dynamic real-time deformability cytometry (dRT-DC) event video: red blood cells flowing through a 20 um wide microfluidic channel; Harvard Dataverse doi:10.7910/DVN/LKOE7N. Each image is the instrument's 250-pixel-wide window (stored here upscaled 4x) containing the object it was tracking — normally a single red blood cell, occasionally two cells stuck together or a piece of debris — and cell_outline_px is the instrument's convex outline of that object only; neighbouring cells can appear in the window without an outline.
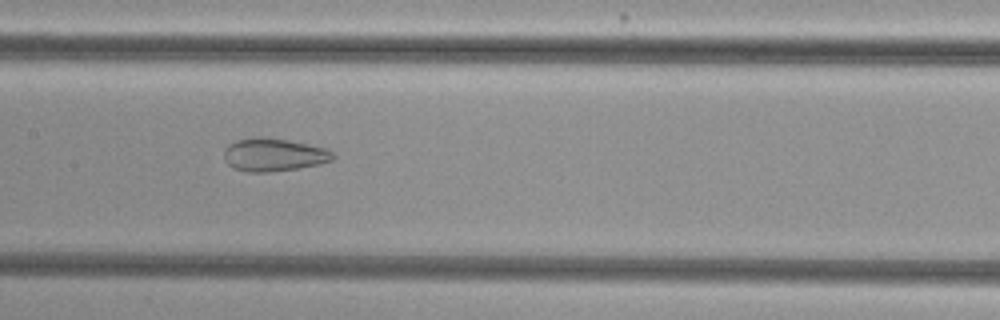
{"species": "common noctule bat (a hibernating species)", "species_latin": "Nyctalus noctula", "temperature_condition": "cold", "stored_images_in_passage": 40, "camera_frame_rate_fps": 3000, "um_per_image_px": 0.085, "animal": {"sex": "female", "body_mass_g": 29.2, "forearm_length_mm": 56.3}, "frame": {"image": 1, "passage_image": 13, "time_ms": 4.0, "image_size_px": [1000, 320], "cell_outline_px": [[336, 156], [332, 160], [320, 164], [300, 168], [268, 172], [248, 172], [232, 168], [224, 160], [224, 152], [228, 144], [236, 140], [252, 136], [268, 136], [328, 148]], "centroid_in_image_um": [23.26, 13.14], "position_along_channel_um": 184.1, "area_um2": 21.39}}
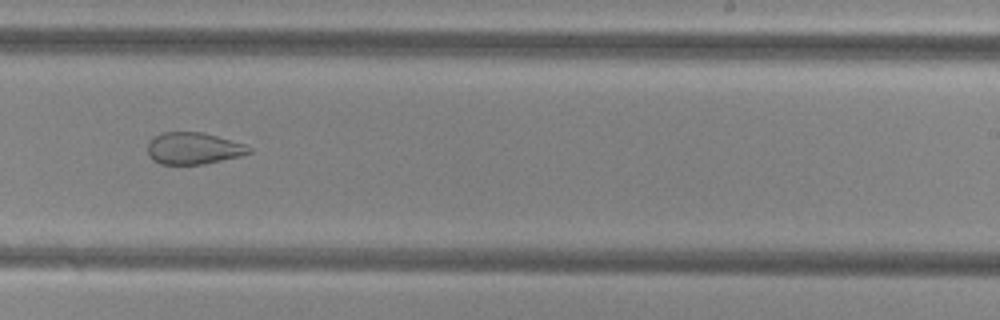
{"frame": {"image": 2, "passage_image": 20, "time_ms": 6.333, "image_size_px": [1000, 320], "cell_outline_px": [[252, 152], [240, 156], [204, 164], [160, 164], [152, 160], [148, 156], [148, 144], [160, 132], [204, 132], [244, 144], [252, 148]], "centroid_in_image_um": [16.45, 12.61], "position_along_channel_um": 272.6, "area_um2": 18.79}}
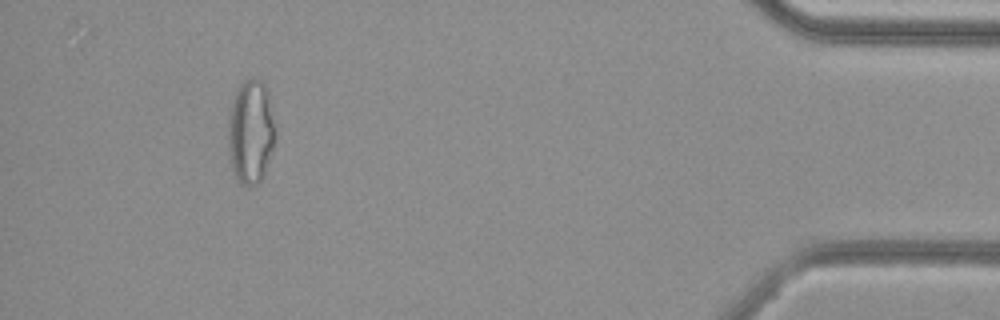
{"frame": {"image": 3, "passage_image": 36, "time_ms": 11.667, "image_size_px": [1000, 320], "cell_outline_px": [[276, 136], [264, 176], [252, 188], [240, 184], [232, 168], [228, 152], [228, 112], [236, 88], [248, 76], [252, 76], [260, 80], [268, 88], [276, 128]], "centroid_in_image_um": [21.31, 11.16], "position_along_channel_um": 413.9, "area_um2": 29.54}, "authors_computed_cell_mechanics": {"area_um2": 23.5246, "velocity_mm_per_s": 3.8037, "shape_relaxation_time_tau1_ms": null, "shape_relaxation_time_tau2_ms": 1.9192, "deformation_change_tau1": null, "deformation_change_tau2": 0.0918}}